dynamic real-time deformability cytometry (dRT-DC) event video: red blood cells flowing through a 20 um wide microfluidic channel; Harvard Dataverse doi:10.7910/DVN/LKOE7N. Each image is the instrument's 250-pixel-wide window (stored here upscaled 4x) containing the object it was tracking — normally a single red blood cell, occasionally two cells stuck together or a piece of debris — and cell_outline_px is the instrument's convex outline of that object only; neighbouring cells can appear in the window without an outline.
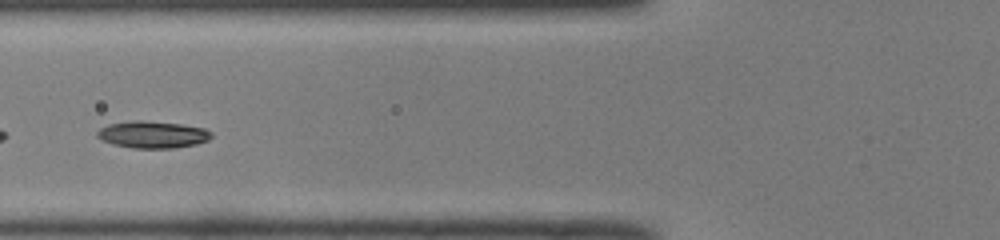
{"species": "common noctule bat (a hibernating species)", "species_latin": "Nyctalus noctula", "temperature_condition": "room temperature", "stored_images_in_passage": 44, "camera_frame_rate_fps": 3000, "um_per_image_px": 0.085, "animal": {"sex": "male", "body_mass_g": 19.0, "forearm_length_mm": 50.8}, "frame": {"image": 1, "passage_image": 13, "time_ms": 4.0, "image_size_px": [1000, 240], "cell_outline_px": [[212, 136], [208, 140], [196, 144], [172, 148], [132, 148], [112, 144], [96, 136], [96, 132], [100, 128], [108, 124], [136, 120], [140, 120], [180, 124], [204, 128], [212, 132]], "centroid_in_image_um": [12.96, 11.44], "position_along_channel_um": 112.8, "area_um2": 17.86}}
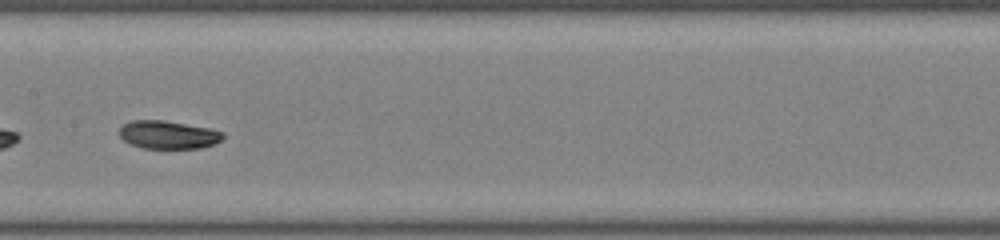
{"frame": {"image": 2, "passage_image": 19, "time_ms": 6.0, "image_size_px": [1000, 240], "cell_outline_px": [[224, 136], [216, 144], [200, 148], [144, 148], [128, 144], [120, 136], [120, 128], [124, 124], [132, 120], [164, 120], [212, 128], [224, 132]], "centroid_in_image_um": [14.32, 11.45], "position_along_channel_um": 193.1, "area_um2": 17.11}, "authors_computed_cell_mechanics": {"area_um2": 17.3978, "velocity_mm_per_s": 4.0231, "shape_relaxation_time_tau1_ms": 2.9534, "shape_relaxation_time_tau2_ms": 8.9029, "deformation_change_tau1": 0.1205, "deformation_change_tau2": 0.1101}}